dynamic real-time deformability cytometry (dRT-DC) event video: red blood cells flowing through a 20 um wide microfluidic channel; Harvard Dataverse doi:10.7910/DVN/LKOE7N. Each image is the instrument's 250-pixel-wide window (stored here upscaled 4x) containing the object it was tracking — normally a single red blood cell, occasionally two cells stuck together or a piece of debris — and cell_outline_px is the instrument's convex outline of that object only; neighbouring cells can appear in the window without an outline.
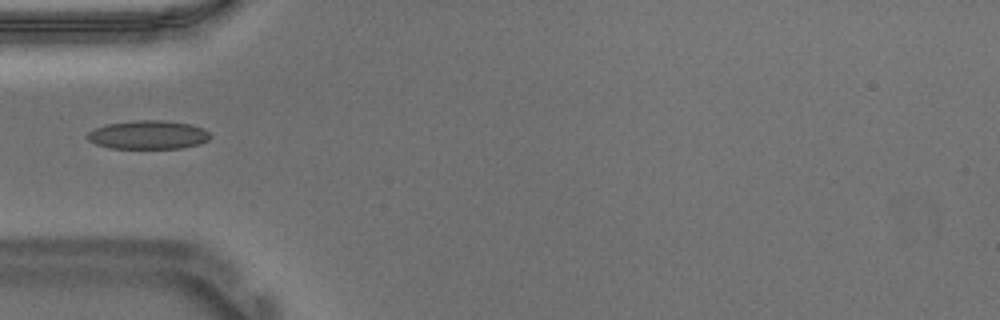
{"species": "Egyptian fruit bat (a non-hibernating species)", "species_latin": "Rousettus aegyptiacus", "temperature_condition": "warm", "stored_images_in_passage": 22, "camera_frame_rate_fps": 3000, "um_per_image_px": 0.085, "animal": {"sex": "male"}, "frame": {"image": 1, "passage_image": 1, "time_ms": 0.0, "image_size_px": [1000, 320], "cell_outline_px": [[212, 136], [208, 140], [200, 144], [180, 148], [108, 148], [96, 144], [88, 140], [88, 132], [104, 124], [136, 120], [164, 120], [192, 124], [204, 128]], "centroid_in_image_um": [12.62, 11.45], "position_along_channel_um": 72.4, "area_um2": 20.63}}
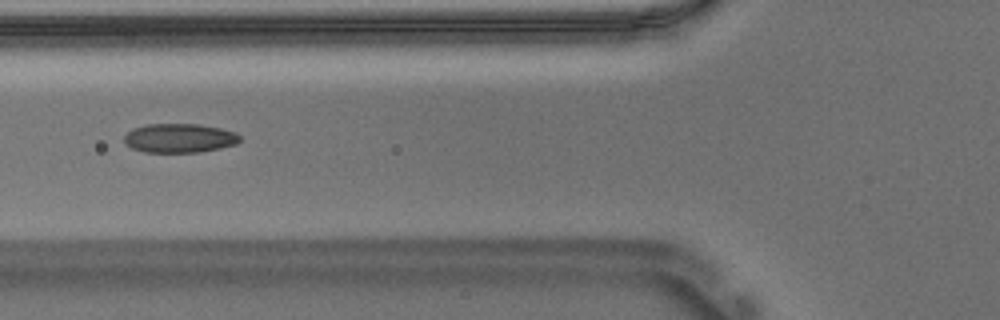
{"frame": {"image": 2, "passage_image": 4, "time_ms": 1.0, "image_size_px": [1000, 320], "cell_outline_px": [[240, 140], [236, 144], [220, 148], [200, 152], [144, 152], [132, 148], [124, 144], [124, 136], [132, 128], [144, 124], [200, 124], [220, 128], [236, 132], [240, 136]], "centroid_in_image_um": [15.23, 11.73], "position_along_channel_um": 110.6, "area_um2": 19.77}}